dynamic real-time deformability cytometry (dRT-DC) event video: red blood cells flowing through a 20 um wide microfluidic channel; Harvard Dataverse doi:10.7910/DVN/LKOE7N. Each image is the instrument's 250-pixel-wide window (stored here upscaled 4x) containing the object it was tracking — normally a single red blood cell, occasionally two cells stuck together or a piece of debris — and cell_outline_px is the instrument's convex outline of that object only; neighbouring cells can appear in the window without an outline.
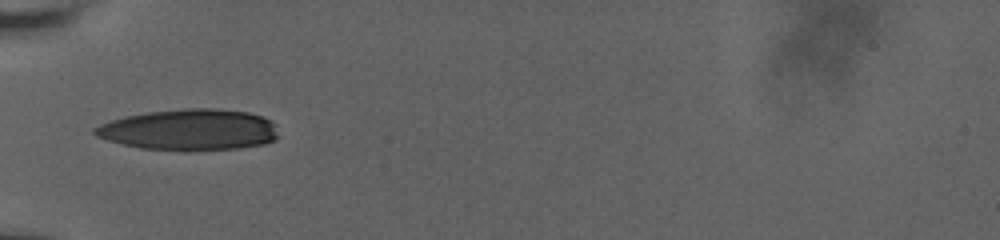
{"species": "human", "species_latin": "Homo sapiens", "temperature_condition": "room temperature", "stored_images_in_passage": 36, "camera_frame_rate_fps": 3000, "um_per_image_px": 0.085, "donor": {"sex": "male"}, "frame": {"image": 1, "passage_image": 1, "time_ms": 0.0, "image_size_px": [1000, 240], "cell_outline_px": [[276, 140], [264, 144], [240, 148], [140, 148], [108, 140], [96, 136], [92, 132], [92, 128], [100, 124], [112, 120], [128, 116], [148, 112], [184, 108], [216, 108], [248, 112], [264, 116], [272, 124], [276, 136]], "centroid_in_image_um": [16.08, 10.99], "position_along_channel_um": 68.9, "area_um2": 42.83}}
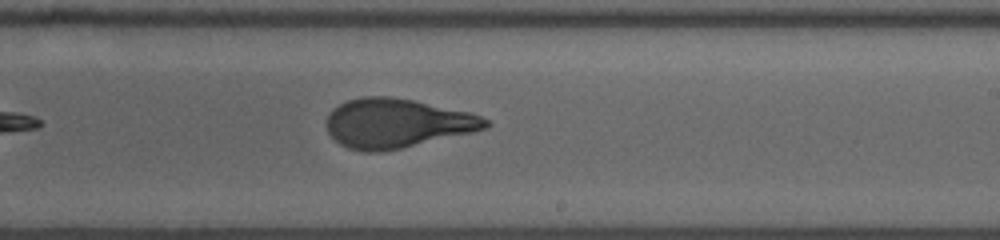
{"frame": {"image": 2, "passage_image": 16, "time_ms": 5.0, "image_size_px": [1000, 240], "cell_outline_px": [[492, 124], [484, 128], [472, 132], [400, 148], [376, 152], [364, 152], [348, 148], [340, 144], [328, 132], [328, 112], [332, 108], [348, 100], [364, 96], [388, 96], [412, 100], [468, 112], [480, 116], [488, 120]], "centroid_in_image_um": [33.7, 10.47], "position_along_channel_um": 255.3, "area_um2": 45.03}}
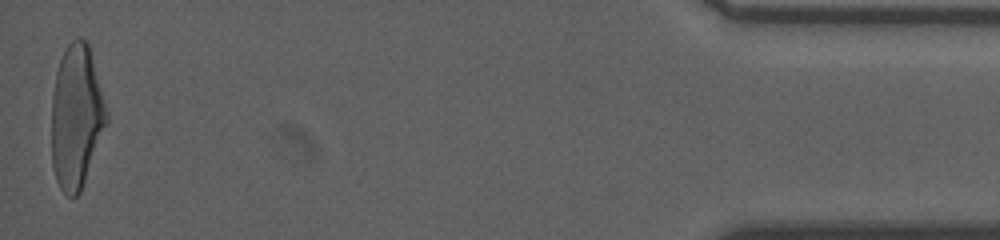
{"frame": {"image": 3, "passage_image": 36, "time_ms": 11.667, "image_size_px": [1000, 240], "cell_outline_px": [[108, 120], [80, 192], [76, 196], [68, 196], [60, 188], [56, 180], [52, 168], [52, 96], [56, 72], [60, 60], [68, 44], [72, 40], [84, 40], [88, 44], [108, 112]], "centroid_in_image_um": [6.48, 9.95], "position_along_channel_um": 428.7, "area_um2": 45.43}, "authors_computed_cell_mechanics": {"area_um2": 45.1996, "velocity_mm_per_s": 3.8, "shape_relaxation_time_tau1_ms": 6.4533, "shape_relaxation_time_tau2_ms": 0.9057, "deformation_change_tau1": 0.2409, "deformation_change_tau2": 0.0791}}